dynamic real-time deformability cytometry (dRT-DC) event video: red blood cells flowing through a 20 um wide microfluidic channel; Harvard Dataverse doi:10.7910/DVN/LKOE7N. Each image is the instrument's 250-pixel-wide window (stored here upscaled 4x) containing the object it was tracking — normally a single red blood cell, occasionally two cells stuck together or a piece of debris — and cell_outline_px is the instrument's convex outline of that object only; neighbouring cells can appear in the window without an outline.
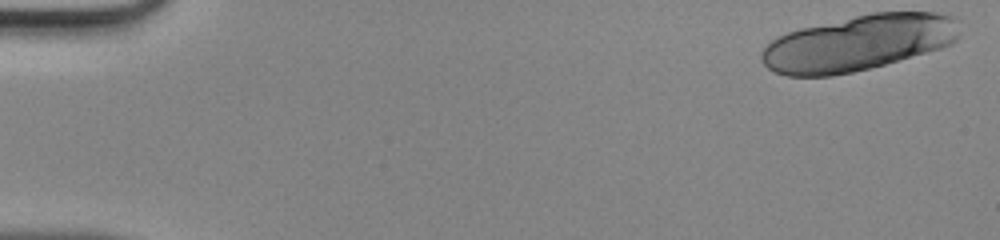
{"species": "human", "species_latin": "Homo sapiens", "temperature_condition": "room temperature", "stored_images_in_passage": 17, "camera_frame_rate_fps": 3000, "um_per_image_px": 0.085, "donor": {"sex": "male"}, "frame": {"image": 1, "passage_image": 1, "time_ms": 0.0, "image_size_px": [1000, 240], "cell_outline_px": [[960, 36], [952, 44], [940, 48], [884, 64], [852, 72], [832, 76], [788, 76], [776, 72], [768, 68], [760, 60], [760, 56], [764, 48], [772, 40], [788, 32], [800, 28], [872, 12], [936, 12], [956, 16], [960, 20]], "centroid_in_image_um": [73.02, 3.63], "position_along_channel_um": 12.0, "area_um2": 64.39}}